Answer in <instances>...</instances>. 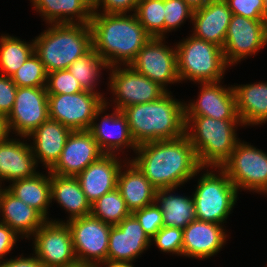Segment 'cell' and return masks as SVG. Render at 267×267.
Listing matches in <instances>:
<instances>
[{
  "mask_svg": "<svg viewBox=\"0 0 267 267\" xmlns=\"http://www.w3.org/2000/svg\"><path fill=\"white\" fill-rule=\"evenodd\" d=\"M135 154L131 161L157 190H176L204 169L185 134L171 140L143 143L137 146Z\"/></svg>",
  "mask_w": 267,
  "mask_h": 267,
  "instance_id": "6da1fadb",
  "label": "cell"
},
{
  "mask_svg": "<svg viewBox=\"0 0 267 267\" xmlns=\"http://www.w3.org/2000/svg\"><path fill=\"white\" fill-rule=\"evenodd\" d=\"M131 14L92 13L93 49L108 67L129 65L151 38L135 13Z\"/></svg>",
  "mask_w": 267,
  "mask_h": 267,
  "instance_id": "7a4b0ae2",
  "label": "cell"
},
{
  "mask_svg": "<svg viewBox=\"0 0 267 267\" xmlns=\"http://www.w3.org/2000/svg\"><path fill=\"white\" fill-rule=\"evenodd\" d=\"M167 91L158 100L122 109L136 145L171 140L185 134L184 102L172 98Z\"/></svg>",
  "mask_w": 267,
  "mask_h": 267,
  "instance_id": "3957f363",
  "label": "cell"
},
{
  "mask_svg": "<svg viewBox=\"0 0 267 267\" xmlns=\"http://www.w3.org/2000/svg\"><path fill=\"white\" fill-rule=\"evenodd\" d=\"M238 125L243 126L240 120L185 116V135L194 147L201 167L216 169L231 157L240 141L236 133Z\"/></svg>",
  "mask_w": 267,
  "mask_h": 267,
  "instance_id": "277c9868",
  "label": "cell"
},
{
  "mask_svg": "<svg viewBox=\"0 0 267 267\" xmlns=\"http://www.w3.org/2000/svg\"><path fill=\"white\" fill-rule=\"evenodd\" d=\"M33 40L47 73L67 69L93 48L90 24H51Z\"/></svg>",
  "mask_w": 267,
  "mask_h": 267,
  "instance_id": "5b68a950",
  "label": "cell"
},
{
  "mask_svg": "<svg viewBox=\"0 0 267 267\" xmlns=\"http://www.w3.org/2000/svg\"><path fill=\"white\" fill-rule=\"evenodd\" d=\"M177 45V46H176ZM177 71L180 82L190 80L197 83L218 82L223 79L229 65L223 48L198 39L193 35L176 44Z\"/></svg>",
  "mask_w": 267,
  "mask_h": 267,
  "instance_id": "8992f818",
  "label": "cell"
},
{
  "mask_svg": "<svg viewBox=\"0 0 267 267\" xmlns=\"http://www.w3.org/2000/svg\"><path fill=\"white\" fill-rule=\"evenodd\" d=\"M215 171L207 169L198 179L194 199L196 219L223 224L237 202L238 191L227 173L218 167Z\"/></svg>",
  "mask_w": 267,
  "mask_h": 267,
  "instance_id": "52a82bcc",
  "label": "cell"
},
{
  "mask_svg": "<svg viewBox=\"0 0 267 267\" xmlns=\"http://www.w3.org/2000/svg\"><path fill=\"white\" fill-rule=\"evenodd\" d=\"M240 189L267 194V153L239 141L231 157L221 167Z\"/></svg>",
  "mask_w": 267,
  "mask_h": 267,
  "instance_id": "ba28073f",
  "label": "cell"
},
{
  "mask_svg": "<svg viewBox=\"0 0 267 267\" xmlns=\"http://www.w3.org/2000/svg\"><path fill=\"white\" fill-rule=\"evenodd\" d=\"M79 267H97L107 260L111 226L92 215L67 220Z\"/></svg>",
  "mask_w": 267,
  "mask_h": 267,
  "instance_id": "9c48e42d",
  "label": "cell"
},
{
  "mask_svg": "<svg viewBox=\"0 0 267 267\" xmlns=\"http://www.w3.org/2000/svg\"><path fill=\"white\" fill-rule=\"evenodd\" d=\"M32 236L33 255L44 267H79L71 230L65 221L47 220Z\"/></svg>",
  "mask_w": 267,
  "mask_h": 267,
  "instance_id": "30bf717a",
  "label": "cell"
},
{
  "mask_svg": "<svg viewBox=\"0 0 267 267\" xmlns=\"http://www.w3.org/2000/svg\"><path fill=\"white\" fill-rule=\"evenodd\" d=\"M105 103L99 93L48 94L49 118L72 131L89 130L96 111Z\"/></svg>",
  "mask_w": 267,
  "mask_h": 267,
  "instance_id": "8fae6325",
  "label": "cell"
},
{
  "mask_svg": "<svg viewBox=\"0 0 267 267\" xmlns=\"http://www.w3.org/2000/svg\"><path fill=\"white\" fill-rule=\"evenodd\" d=\"M110 70L108 87L111 89L115 108L122 110L135 104L153 102L158 100L167 91L158 83L135 71L131 66H112Z\"/></svg>",
  "mask_w": 267,
  "mask_h": 267,
  "instance_id": "7c38bea8",
  "label": "cell"
},
{
  "mask_svg": "<svg viewBox=\"0 0 267 267\" xmlns=\"http://www.w3.org/2000/svg\"><path fill=\"white\" fill-rule=\"evenodd\" d=\"M267 44V23L232 14L223 53L228 65L257 54Z\"/></svg>",
  "mask_w": 267,
  "mask_h": 267,
  "instance_id": "4fadbf2b",
  "label": "cell"
},
{
  "mask_svg": "<svg viewBox=\"0 0 267 267\" xmlns=\"http://www.w3.org/2000/svg\"><path fill=\"white\" fill-rule=\"evenodd\" d=\"M163 40L165 39L151 37L129 66L168 91L166 85L180 83V80L176 47L170 48Z\"/></svg>",
  "mask_w": 267,
  "mask_h": 267,
  "instance_id": "5bb4252c",
  "label": "cell"
},
{
  "mask_svg": "<svg viewBox=\"0 0 267 267\" xmlns=\"http://www.w3.org/2000/svg\"><path fill=\"white\" fill-rule=\"evenodd\" d=\"M48 118L46 87H18L13 108L7 116L10 132L25 139Z\"/></svg>",
  "mask_w": 267,
  "mask_h": 267,
  "instance_id": "9a60e30c",
  "label": "cell"
},
{
  "mask_svg": "<svg viewBox=\"0 0 267 267\" xmlns=\"http://www.w3.org/2000/svg\"><path fill=\"white\" fill-rule=\"evenodd\" d=\"M108 105L110 102L105 99V103L96 111L88 131L104 154H116L117 151H121L125 147H131L130 149L135 152L137 145L132 138L127 118L122 111L115 108L113 113L101 115L107 110ZM98 117L102 118L99 123L96 121L99 119Z\"/></svg>",
  "mask_w": 267,
  "mask_h": 267,
  "instance_id": "2e32d148",
  "label": "cell"
},
{
  "mask_svg": "<svg viewBox=\"0 0 267 267\" xmlns=\"http://www.w3.org/2000/svg\"><path fill=\"white\" fill-rule=\"evenodd\" d=\"M104 153L88 130L72 131L61 156L49 169L51 174L76 177Z\"/></svg>",
  "mask_w": 267,
  "mask_h": 267,
  "instance_id": "e0dca14e",
  "label": "cell"
},
{
  "mask_svg": "<svg viewBox=\"0 0 267 267\" xmlns=\"http://www.w3.org/2000/svg\"><path fill=\"white\" fill-rule=\"evenodd\" d=\"M221 81L200 84L197 100L184 104L185 116H206L218 120H240L236 110V96L231 87Z\"/></svg>",
  "mask_w": 267,
  "mask_h": 267,
  "instance_id": "ac0fdd59",
  "label": "cell"
},
{
  "mask_svg": "<svg viewBox=\"0 0 267 267\" xmlns=\"http://www.w3.org/2000/svg\"><path fill=\"white\" fill-rule=\"evenodd\" d=\"M151 243L137 218L131 214L118 225L111 226L107 259L134 262Z\"/></svg>",
  "mask_w": 267,
  "mask_h": 267,
  "instance_id": "d6986e66",
  "label": "cell"
},
{
  "mask_svg": "<svg viewBox=\"0 0 267 267\" xmlns=\"http://www.w3.org/2000/svg\"><path fill=\"white\" fill-rule=\"evenodd\" d=\"M223 225L195 219L183 229L182 255L207 259L221 250L227 240Z\"/></svg>",
  "mask_w": 267,
  "mask_h": 267,
  "instance_id": "ffe728a7",
  "label": "cell"
},
{
  "mask_svg": "<svg viewBox=\"0 0 267 267\" xmlns=\"http://www.w3.org/2000/svg\"><path fill=\"white\" fill-rule=\"evenodd\" d=\"M122 166L116 154H104L76 176L90 204L117 188Z\"/></svg>",
  "mask_w": 267,
  "mask_h": 267,
  "instance_id": "44dd1931",
  "label": "cell"
},
{
  "mask_svg": "<svg viewBox=\"0 0 267 267\" xmlns=\"http://www.w3.org/2000/svg\"><path fill=\"white\" fill-rule=\"evenodd\" d=\"M231 17L232 11L225 0H211L193 11L192 35L223 48Z\"/></svg>",
  "mask_w": 267,
  "mask_h": 267,
  "instance_id": "7402d4cb",
  "label": "cell"
},
{
  "mask_svg": "<svg viewBox=\"0 0 267 267\" xmlns=\"http://www.w3.org/2000/svg\"><path fill=\"white\" fill-rule=\"evenodd\" d=\"M37 166L31 144L13 137L0 142V187L4 180L13 182L34 177L39 173Z\"/></svg>",
  "mask_w": 267,
  "mask_h": 267,
  "instance_id": "603a6c76",
  "label": "cell"
},
{
  "mask_svg": "<svg viewBox=\"0 0 267 267\" xmlns=\"http://www.w3.org/2000/svg\"><path fill=\"white\" fill-rule=\"evenodd\" d=\"M0 222L7 224L21 238L31 236L47 221L35 208L26 205L7 188L0 187Z\"/></svg>",
  "mask_w": 267,
  "mask_h": 267,
  "instance_id": "cb8c5ba5",
  "label": "cell"
},
{
  "mask_svg": "<svg viewBox=\"0 0 267 267\" xmlns=\"http://www.w3.org/2000/svg\"><path fill=\"white\" fill-rule=\"evenodd\" d=\"M71 132L65 125L48 118L29 134L28 139L33 138L31 148L37 163L41 161L46 170H49L61 156Z\"/></svg>",
  "mask_w": 267,
  "mask_h": 267,
  "instance_id": "d4e9b609",
  "label": "cell"
},
{
  "mask_svg": "<svg viewBox=\"0 0 267 267\" xmlns=\"http://www.w3.org/2000/svg\"><path fill=\"white\" fill-rule=\"evenodd\" d=\"M126 161L123 160L125 164H123L119 172L117 188L120 190L127 208L133 213L153 204L156 199L157 189L131 160L128 159ZM124 167H127L125 168L126 170L123 169ZM122 170L124 171L122 172Z\"/></svg>",
  "mask_w": 267,
  "mask_h": 267,
  "instance_id": "484cf974",
  "label": "cell"
},
{
  "mask_svg": "<svg viewBox=\"0 0 267 267\" xmlns=\"http://www.w3.org/2000/svg\"><path fill=\"white\" fill-rule=\"evenodd\" d=\"M35 10L50 24H89L92 0H30Z\"/></svg>",
  "mask_w": 267,
  "mask_h": 267,
  "instance_id": "4316f807",
  "label": "cell"
},
{
  "mask_svg": "<svg viewBox=\"0 0 267 267\" xmlns=\"http://www.w3.org/2000/svg\"><path fill=\"white\" fill-rule=\"evenodd\" d=\"M236 110L244 126L267 122V82L233 86Z\"/></svg>",
  "mask_w": 267,
  "mask_h": 267,
  "instance_id": "83f0119b",
  "label": "cell"
},
{
  "mask_svg": "<svg viewBox=\"0 0 267 267\" xmlns=\"http://www.w3.org/2000/svg\"><path fill=\"white\" fill-rule=\"evenodd\" d=\"M51 200L69 213V220L91 215V204L76 177L50 173Z\"/></svg>",
  "mask_w": 267,
  "mask_h": 267,
  "instance_id": "f1b7e54d",
  "label": "cell"
},
{
  "mask_svg": "<svg viewBox=\"0 0 267 267\" xmlns=\"http://www.w3.org/2000/svg\"><path fill=\"white\" fill-rule=\"evenodd\" d=\"M13 195L26 205L38 210L47 220L51 200L50 172L48 175L38 173L34 177L15 180L6 187Z\"/></svg>",
  "mask_w": 267,
  "mask_h": 267,
  "instance_id": "f546056e",
  "label": "cell"
},
{
  "mask_svg": "<svg viewBox=\"0 0 267 267\" xmlns=\"http://www.w3.org/2000/svg\"><path fill=\"white\" fill-rule=\"evenodd\" d=\"M173 190H157L155 202L162 210L164 227L184 229L196 219L194 199L191 196L172 194Z\"/></svg>",
  "mask_w": 267,
  "mask_h": 267,
  "instance_id": "4dcf8cb0",
  "label": "cell"
},
{
  "mask_svg": "<svg viewBox=\"0 0 267 267\" xmlns=\"http://www.w3.org/2000/svg\"><path fill=\"white\" fill-rule=\"evenodd\" d=\"M34 53V40L31 43L20 38L1 35L0 74L11 77Z\"/></svg>",
  "mask_w": 267,
  "mask_h": 267,
  "instance_id": "1f68e13d",
  "label": "cell"
},
{
  "mask_svg": "<svg viewBox=\"0 0 267 267\" xmlns=\"http://www.w3.org/2000/svg\"><path fill=\"white\" fill-rule=\"evenodd\" d=\"M102 68L108 69L109 67L92 48L87 54L76 59L67 69L80 83L83 90L99 93L103 97L104 95L95 91Z\"/></svg>",
  "mask_w": 267,
  "mask_h": 267,
  "instance_id": "d6a6232c",
  "label": "cell"
},
{
  "mask_svg": "<svg viewBox=\"0 0 267 267\" xmlns=\"http://www.w3.org/2000/svg\"><path fill=\"white\" fill-rule=\"evenodd\" d=\"M131 214L118 188L104 194L91 204V215L112 226L118 225Z\"/></svg>",
  "mask_w": 267,
  "mask_h": 267,
  "instance_id": "836d02e7",
  "label": "cell"
},
{
  "mask_svg": "<svg viewBox=\"0 0 267 267\" xmlns=\"http://www.w3.org/2000/svg\"><path fill=\"white\" fill-rule=\"evenodd\" d=\"M135 15L153 38H165L164 0H140Z\"/></svg>",
  "mask_w": 267,
  "mask_h": 267,
  "instance_id": "e575fe53",
  "label": "cell"
},
{
  "mask_svg": "<svg viewBox=\"0 0 267 267\" xmlns=\"http://www.w3.org/2000/svg\"><path fill=\"white\" fill-rule=\"evenodd\" d=\"M11 79L17 87H46L47 72L34 52Z\"/></svg>",
  "mask_w": 267,
  "mask_h": 267,
  "instance_id": "d590c367",
  "label": "cell"
},
{
  "mask_svg": "<svg viewBox=\"0 0 267 267\" xmlns=\"http://www.w3.org/2000/svg\"><path fill=\"white\" fill-rule=\"evenodd\" d=\"M46 90L48 94H74L84 91L68 69L47 73Z\"/></svg>",
  "mask_w": 267,
  "mask_h": 267,
  "instance_id": "8d00e7d4",
  "label": "cell"
},
{
  "mask_svg": "<svg viewBox=\"0 0 267 267\" xmlns=\"http://www.w3.org/2000/svg\"><path fill=\"white\" fill-rule=\"evenodd\" d=\"M165 8V34L175 31L188 18L192 21L193 10L184 0H164ZM187 18V19H186Z\"/></svg>",
  "mask_w": 267,
  "mask_h": 267,
  "instance_id": "74e56055",
  "label": "cell"
},
{
  "mask_svg": "<svg viewBox=\"0 0 267 267\" xmlns=\"http://www.w3.org/2000/svg\"><path fill=\"white\" fill-rule=\"evenodd\" d=\"M153 241L161 252L182 256L183 229L163 226L151 239Z\"/></svg>",
  "mask_w": 267,
  "mask_h": 267,
  "instance_id": "f35d334b",
  "label": "cell"
},
{
  "mask_svg": "<svg viewBox=\"0 0 267 267\" xmlns=\"http://www.w3.org/2000/svg\"><path fill=\"white\" fill-rule=\"evenodd\" d=\"M132 214L137 218L141 227L150 239H152L164 226L162 210L156 202L142 209L136 210Z\"/></svg>",
  "mask_w": 267,
  "mask_h": 267,
  "instance_id": "ab89813d",
  "label": "cell"
},
{
  "mask_svg": "<svg viewBox=\"0 0 267 267\" xmlns=\"http://www.w3.org/2000/svg\"><path fill=\"white\" fill-rule=\"evenodd\" d=\"M232 14L243 16L252 20L263 19L264 0H225Z\"/></svg>",
  "mask_w": 267,
  "mask_h": 267,
  "instance_id": "60d3db41",
  "label": "cell"
},
{
  "mask_svg": "<svg viewBox=\"0 0 267 267\" xmlns=\"http://www.w3.org/2000/svg\"><path fill=\"white\" fill-rule=\"evenodd\" d=\"M140 0H92L93 12H97L101 7L103 8L100 13L103 14H129L135 13L137 5Z\"/></svg>",
  "mask_w": 267,
  "mask_h": 267,
  "instance_id": "b9f144b4",
  "label": "cell"
},
{
  "mask_svg": "<svg viewBox=\"0 0 267 267\" xmlns=\"http://www.w3.org/2000/svg\"><path fill=\"white\" fill-rule=\"evenodd\" d=\"M17 88L11 77L0 74V113L9 115L14 105Z\"/></svg>",
  "mask_w": 267,
  "mask_h": 267,
  "instance_id": "7bdbcfd3",
  "label": "cell"
},
{
  "mask_svg": "<svg viewBox=\"0 0 267 267\" xmlns=\"http://www.w3.org/2000/svg\"><path fill=\"white\" fill-rule=\"evenodd\" d=\"M18 238H20L19 235H17L7 224L0 222V261L14 249L13 247L19 240Z\"/></svg>",
  "mask_w": 267,
  "mask_h": 267,
  "instance_id": "ee69618b",
  "label": "cell"
},
{
  "mask_svg": "<svg viewBox=\"0 0 267 267\" xmlns=\"http://www.w3.org/2000/svg\"><path fill=\"white\" fill-rule=\"evenodd\" d=\"M15 257L14 259L10 258L4 261H0V267H44L42 262L36 256L29 257Z\"/></svg>",
  "mask_w": 267,
  "mask_h": 267,
  "instance_id": "f6af8a7d",
  "label": "cell"
},
{
  "mask_svg": "<svg viewBox=\"0 0 267 267\" xmlns=\"http://www.w3.org/2000/svg\"><path fill=\"white\" fill-rule=\"evenodd\" d=\"M10 130L8 126L7 116L0 113V142L9 138Z\"/></svg>",
  "mask_w": 267,
  "mask_h": 267,
  "instance_id": "bcb514c9",
  "label": "cell"
},
{
  "mask_svg": "<svg viewBox=\"0 0 267 267\" xmlns=\"http://www.w3.org/2000/svg\"><path fill=\"white\" fill-rule=\"evenodd\" d=\"M134 267L132 262L128 261H115V260H106L105 262H102L97 267Z\"/></svg>",
  "mask_w": 267,
  "mask_h": 267,
  "instance_id": "7dc6e473",
  "label": "cell"
},
{
  "mask_svg": "<svg viewBox=\"0 0 267 267\" xmlns=\"http://www.w3.org/2000/svg\"><path fill=\"white\" fill-rule=\"evenodd\" d=\"M186 4L194 11L205 6L211 0H184Z\"/></svg>",
  "mask_w": 267,
  "mask_h": 267,
  "instance_id": "c3c4849f",
  "label": "cell"
},
{
  "mask_svg": "<svg viewBox=\"0 0 267 267\" xmlns=\"http://www.w3.org/2000/svg\"><path fill=\"white\" fill-rule=\"evenodd\" d=\"M263 19L267 23V0L263 3Z\"/></svg>",
  "mask_w": 267,
  "mask_h": 267,
  "instance_id": "681fc988",
  "label": "cell"
}]
</instances>
